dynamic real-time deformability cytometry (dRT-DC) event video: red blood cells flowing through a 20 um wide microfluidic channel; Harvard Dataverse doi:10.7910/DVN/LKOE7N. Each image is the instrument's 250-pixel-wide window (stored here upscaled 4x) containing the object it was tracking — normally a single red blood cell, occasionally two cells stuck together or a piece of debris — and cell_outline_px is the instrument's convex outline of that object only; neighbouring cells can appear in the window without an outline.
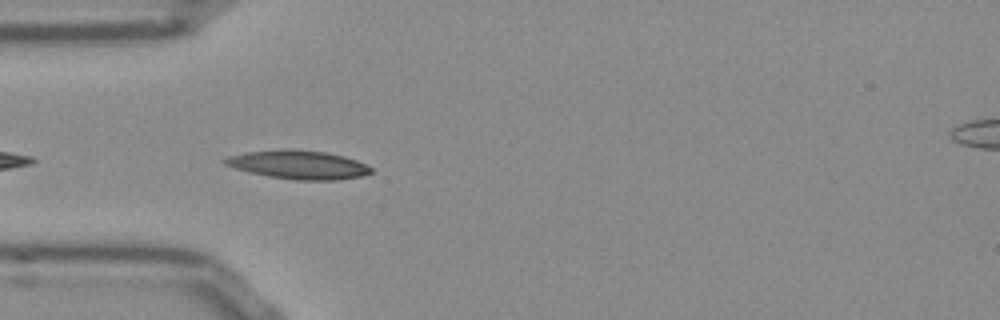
{"species": "Egyptian fruit bat (a non-hibernating species)", "species_latin": "Rousettus aegyptiacus", "temperature_condition": "room temperature", "stored_images_in_passage": 6, "camera_frame_rate_fps": 3000, "um_per_image_px": 0.085, "frame": {"image": 1, "passage_image": 3, "time_ms": 0.667, "image_size_px": [1000, 320], "cell_outline_px": [[372, 172], [364, 176], [336, 180], [296, 180], [268, 176], [236, 168], [224, 164], [220, 160], [228, 156], [248, 152], [280, 148], [288, 148], [324, 152], [344, 156], [356, 160], [372, 168]], "centroid_in_image_um": [25.36, 13.99], "position_along_channel_um": 59.6, "area_um2": 24.39}}
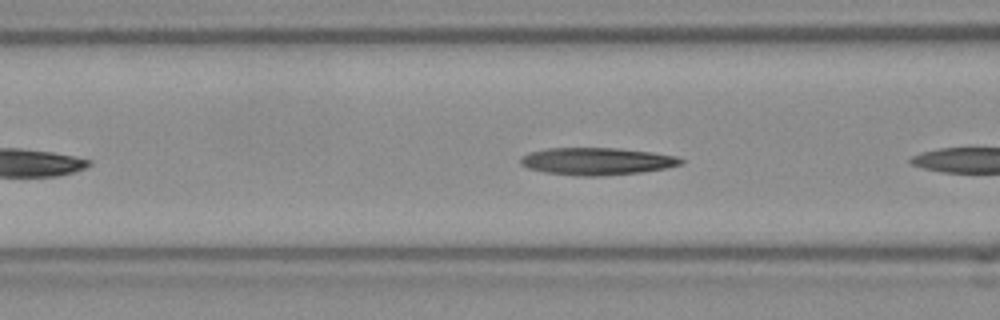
{"frame": {"image": 2, "passage_image": 5, "time_ms": 1.333, "image_size_px": [1000, 320], "cell_outline_px": [[684, 160], [680, 164], [664, 168], [640, 172], [600, 176], [576, 176], [544, 172], [528, 168], [520, 164], [520, 156], [528, 152], [548, 148], [620, 148], [652, 152], [676, 156]], "centroid_in_image_um": [50.67, 13.7], "position_along_channel_um": 115.9, "area_um2": 25.55}}